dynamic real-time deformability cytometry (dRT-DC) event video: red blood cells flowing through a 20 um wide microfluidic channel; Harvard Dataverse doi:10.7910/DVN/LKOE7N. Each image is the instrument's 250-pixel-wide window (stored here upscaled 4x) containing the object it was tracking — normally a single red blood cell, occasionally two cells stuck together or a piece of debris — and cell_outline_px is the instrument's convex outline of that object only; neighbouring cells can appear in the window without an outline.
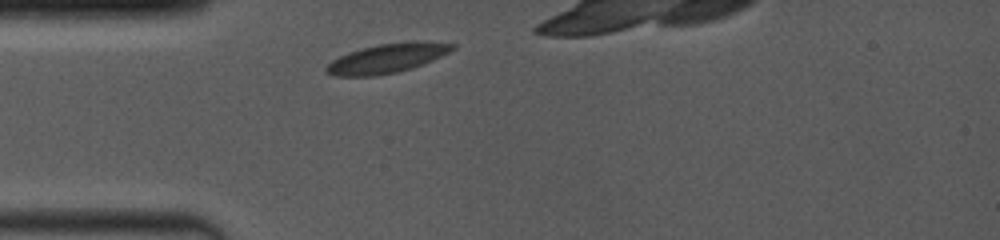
{"species": "common noctule bat (a hibernating species)", "species_latin": "Nyctalus noctula", "temperature_condition": "room temperature", "stored_images_in_passage": 52, "camera_frame_rate_fps": 4000, "um_per_image_px": 0.085, "animal": {"sex": "female", "body_mass_g": 19.0, "forearm_length_mm": 53.3}, "frame": {"image": 1, "passage_image": 1, "time_ms": 0.0, "image_size_px": [1000, 240], "cell_outline_px": [[456, 48], [424, 64], [412, 68], [396, 72], [376, 76], [332, 76], [324, 72], [324, 68], [332, 60], [348, 52], [380, 44], [416, 40], [456, 44]], "centroid_in_image_um": [32.89, 4.96], "position_along_channel_um": 52.1, "area_um2": 21.56}}
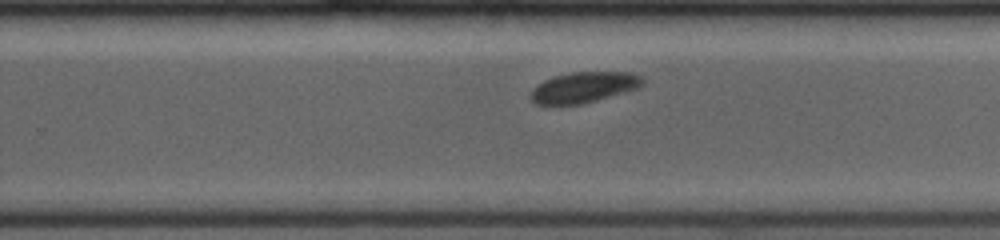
{"frame": {"image": 2, "passage_image": 25, "time_ms": 6.0, "image_size_px": [1000, 240], "cell_outline_px": [[644, 84], [636, 88], [596, 100], [580, 104], [536, 104], [528, 96], [532, 88], [536, 84], [544, 80], [556, 76], [572, 72], [632, 72], [640, 76], [644, 80]], "centroid_in_image_um": [49.58, 7.41], "position_along_channel_um": 280.2, "area_um2": 19.83}}
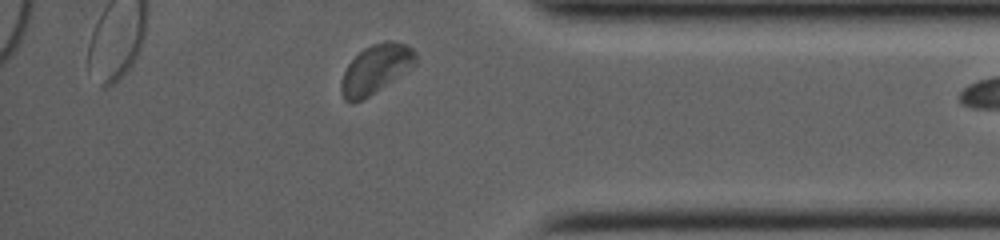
{"frame": {"image": 3, "passage_image": 49, "time_ms": 9.25, "image_size_px": [1000, 240], "cell_outline_px": [[416, 64], [368, 96], [360, 100], [344, 100], [340, 92], [340, 84], [344, 72], [348, 64], [364, 48], [372, 44], [384, 40], [392, 40], [404, 44], [412, 48], [416, 52]], "centroid_in_image_um": [31.93, 5.83], "position_along_channel_um": 403.3, "area_um2": 20.69}}